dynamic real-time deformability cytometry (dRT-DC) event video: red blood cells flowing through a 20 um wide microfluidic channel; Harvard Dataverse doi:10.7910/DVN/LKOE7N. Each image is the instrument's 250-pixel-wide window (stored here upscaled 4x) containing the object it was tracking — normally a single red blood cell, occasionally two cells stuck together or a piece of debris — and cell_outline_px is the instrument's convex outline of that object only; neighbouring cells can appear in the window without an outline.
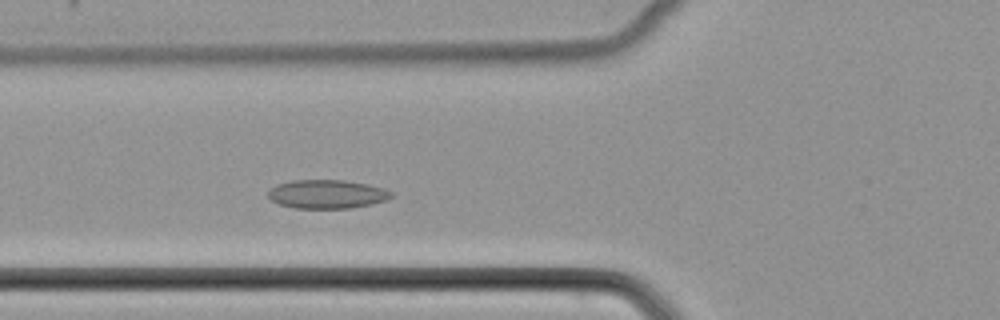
{"species": "common noctule bat (a hibernating species)", "species_latin": "Nyctalus noctula", "temperature_condition": "cold", "stored_images_in_passage": 44, "camera_frame_rate_fps": 3000, "um_per_image_px": 0.085, "animal": {"sex": "female", "body_mass_g": 22.7, "forearm_length_mm": 54.2}, "frame": {"image": 1, "passage_image": 12, "time_ms": 3.667, "image_size_px": [1000, 320], "cell_outline_px": [[392, 196], [384, 200], [372, 204], [348, 208], [296, 208], [280, 204], [272, 200], [268, 196], [268, 192], [276, 184], [292, 180], [344, 180], [368, 184], [384, 188], [392, 192]], "centroid_in_image_um": [27.79, 16.49], "position_along_channel_um": 98.0, "area_um2": 20.46}}
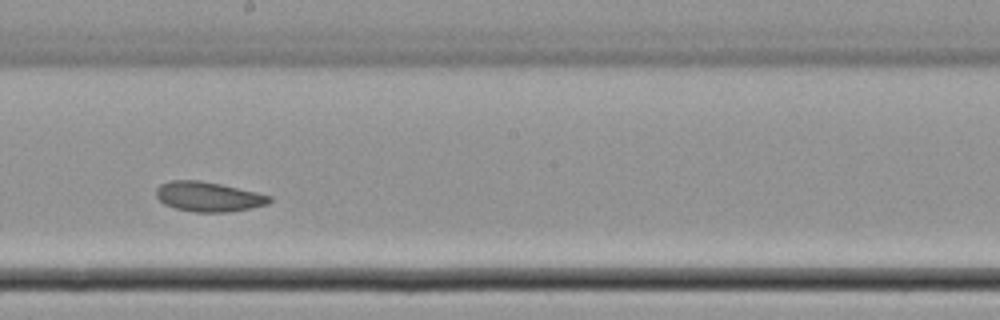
{"frame": {"image": 2, "passage_image": 22, "time_ms": 7.0, "image_size_px": [1000, 320], "cell_outline_px": [[272, 200], [268, 204], [252, 208], [228, 212], [196, 212], [176, 208], [164, 204], [156, 196], [156, 188], [160, 184], [172, 180], [200, 180], [220, 184], [256, 192], [272, 196]], "centroid_in_image_um": [17.72, 16.72], "position_along_channel_um": 230.5, "area_um2": 19.65}}
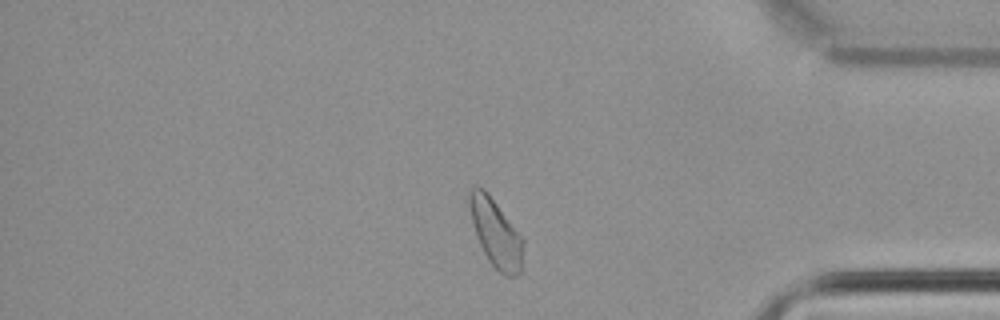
{"frame": {"image": 3, "passage_image": 36, "time_ms": 11.667, "image_size_px": [1000, 320], "cell_outline_px": [[524, 244], [520, 272], [516, 276], [504, 276], [488, 260], [480, 244], [472, 224], [468, 200], [468, 196], [472, 188], [484, 188], [488, 192], [524, 240]], "centroid_in_image_um": [42.14, 19.82], "position_along_channel_um": 393.1, "area_um2": 20.98}}